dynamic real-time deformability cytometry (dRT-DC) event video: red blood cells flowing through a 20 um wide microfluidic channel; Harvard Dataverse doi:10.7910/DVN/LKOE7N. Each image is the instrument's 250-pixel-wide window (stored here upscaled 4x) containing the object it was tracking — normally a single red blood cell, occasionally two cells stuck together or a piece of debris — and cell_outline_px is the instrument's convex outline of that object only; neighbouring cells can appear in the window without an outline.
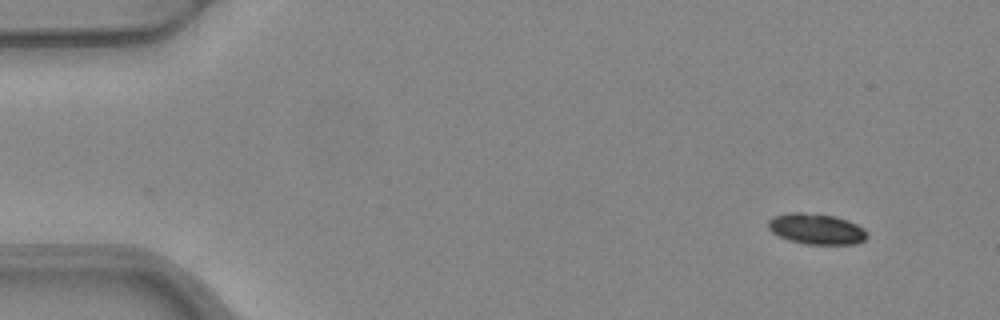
{"species": "common noctule bat (a hibernating species)", "species_latin": "Nyctalus noctula", "temperature_condition": "warm", "stored_images_in_passage": 49, "camera_frame_rate_fps": 3000, "um_per_image_px": 0.085, "animal": {"sex": "female", "body_mass_g": 24.6, "forearm_length_mm": 56.2}, "frame": {"image": 1, "passage_image": 1, "time_ms": 0.0, "image_size_px": [1000, 320], "cell_outline_px": [[868, 236], [864, 240], [856, 244], [804, 244], [788, 240], [772, 232], [768, 228], [768, 220], [772, 216], [788, 212], [804, 212], [836, 216], [848, 220], [864, 228], [868, 232]], "centroid_in_image_um": [69.39, 19.45], "position_along_channel_um": 15.6, "area_um2": 17.98}}
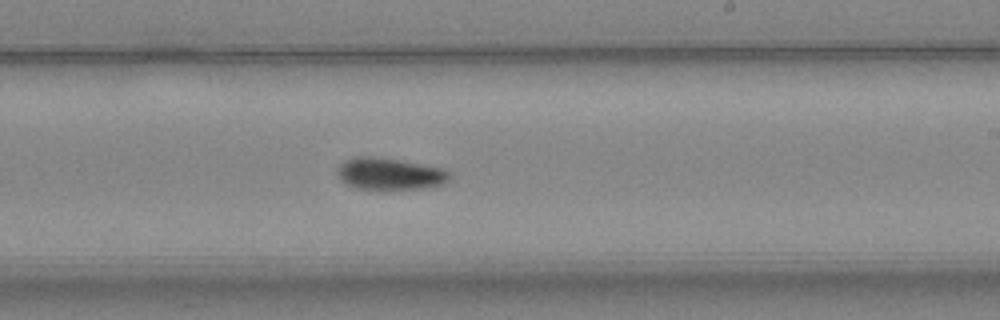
{"frame": {"image": 2, "passage_image": 28, "time_ms": 9.0, "image_size_px": [1000, 320], "cell_outline_px": [[452, 176], [444, 184], [424, 188], [376, 192], [356, 188], [344, 184], [336, 176], [336, 172], [340, 164], [344, 160], [356, 156], [372, 156], [400, 160], [444, 168], [452, 172]], "centroid_in_image_um": [33.1, 14.82], "position_along_channel_um": 255.9, "area_um2": 21.96}}
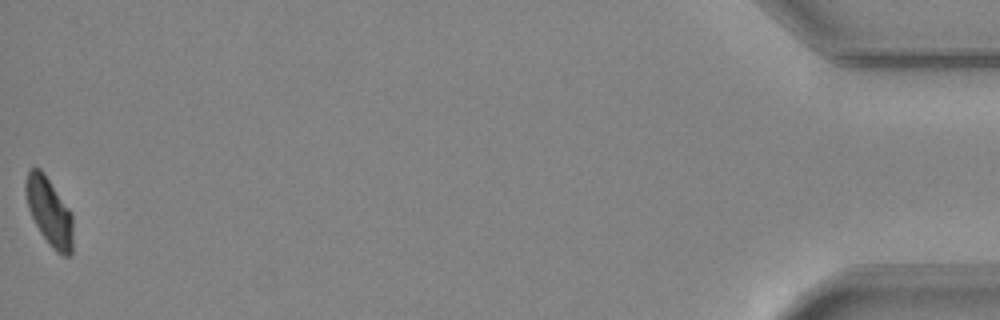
{"frame": {"image": 3, "passage_image": 49, "time_ms": 16.0, "image_size_px": [1000, 320], "cell_outline_px": [[72, 256], [64, 256], [56, 252], [52, 248], [40, 232], [28, 208], [24, 192], [24, 180], [28, 172], [32, 168], [40, 168], [44, 172], [72, 212]], "centroid_in_image_um": [4.18, 17.98], "position_along_channel_um": 431.0, "area_um2": 18.9}, "authors_computed_cell_mechanics": {"area_um2": 19.7098, "velocity_mm_per_s": 3.9379, "shape_relaxation_time_tau1_ms": 2.7639, "shape_relaxation_time_tau2_ms": null, "deformation_change_tau1": 0.1245, "deformation_change_tau2": null}}